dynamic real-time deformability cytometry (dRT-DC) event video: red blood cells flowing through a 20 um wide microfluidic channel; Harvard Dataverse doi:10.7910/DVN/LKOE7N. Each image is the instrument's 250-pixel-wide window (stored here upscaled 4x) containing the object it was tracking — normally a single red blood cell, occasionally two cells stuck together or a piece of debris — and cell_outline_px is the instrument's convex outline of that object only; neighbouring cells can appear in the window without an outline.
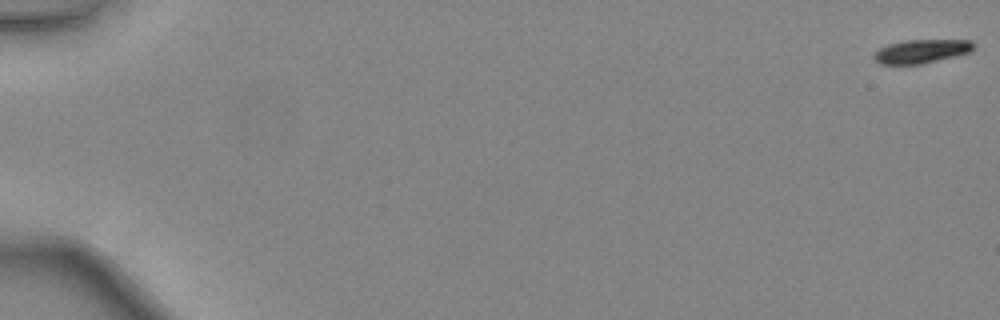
{"species": "common noctule bat (a hibernating species)", "species_latin": "Nyctalus noctula", "temperature_condition": "warm", "stored_images_in_passage": 8, "camera_frame_rate_fps": 3000, "um_per_image_px": 0.085, "animal": {"sex": "female", "body_mass_g": 24.6, "forearm_length_mm": 56.2}, "frame": {"image": 1, "passage_image": 1, "time_ms": 0.0, "image_size_px": [1000, 320], "cell_outline_px": [[972, 52], [956, 56], [920, 64], [880, 64], [872, 56], [880, 48], [888, 44], [908, 40], [972, 40]], "centroid_in_image_um": [78.32, 4.36], "position_along_channel_um": 6.7, "area_um2": 13.58}}